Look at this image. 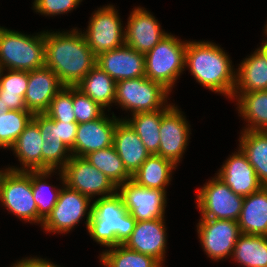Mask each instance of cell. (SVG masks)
I'll return each instance as SVG.
<instances>
[{"mask_svg":"<svg viewBox=\"0 0 267 267\" xmlns=\"http://www.w3.org/2000/svg\"><path fill=\"white\" fill-rule=\"evenodd\" d=\"M45 67L51 68L64 86H76L96 65L97 56L82 31L45 32Z\"/></svg>","mask_w":267,"mask_h":267,"instance_id":"6da1fadb","label":"cell"},{"mask_svg":"<svg viewBox=\"0 0 267 267\" xmlns=\"http://www.w3.org/2000/svg\"><path fill=\"white\" fill-rule=\"evenodd\" d=\"M229 55L210 41H187L185 68L205 88L232 99L236 70Z\"/></svg>","mask_w":267,"mask_h":267,"instance_id":"7a4b0ae2","label":"cell"},{"mask_svg":"<svg viewBox=\"0 0 267 267\" xmlns=\"http://www.w3.org/2000/svg\"><path fill=\"white\" fill-rule=\"evenodd\" d=\"M136 220L126 210L121 196L116 192L99 197L92 202L88 233L105 247L123 245L134 230Z\"/></svg>","mask_w":267,"mask_h":267,"instance_id":"3957f363","label":"cell"},{"mask_svg":"<svg viewBox=\"0 0 267 267\" xmlns=\"http://www.w3.org/2000/svg\"><path fill=\"white\" fill-rule=\"evenodd\" d=\"M0 62L9 70L32 71L44 67V32L33 36L0 27Z\"/></svg>","mask_w":267,"mask_h":267,"instance_id":"277c9868","label":"cell"},{"mask_svg":"<svg viewBox=\"0 0 267 267\" xmlns=\"http://www.w3.org/2000/svg\"><path fill=\"white\" fill-rule=\"evenodd\" d=\"M187 42L167 34L145 54V76L162 84L170 92L185 69Z\"/></svg>","mask_w":267,"mask_h":267,"instance_id":"5b68a950","label":"cell"},{"mask_svg":"<svg viewBox=\"0 0 267 267\" xmlns=\"http://www.w3.org/2000/svg\"><path fill=\"white\" fill-rule=\"evenodd\" d=\"M170 91L162 84L142 76L134 79H124L116 82L115 102L125 111L132 114L153 112L162 108H171L166 105Z\"/></svg>","mask_w":267,"mask_h":267,"instance_id":"8992f818","label":"cell"},{"mask_svg":"<svg viewBox=\"0 0 267 267\" xmlns=\"http://www.w3.org/2000/svg\"><path fill=\"white\" fill-rule=\"evenodd\" d=\"M58 172L64 187H61L58 201L43 221L42 228L46 232L65 234L70 232L87 215L85 221L87 229L92 213V205L90 206L92 200L88 196L67 187L64 184L61 170Z\"/></svg>","mask_w":267,"mask_h":267,"instance_id":"52a82bcc","label":"cell"},{"mask_svg":"<svg viewBox=\"0 0 267 267\" xmlns=\"http://www.w3.org/2000/svg\"><path fill=\"white\" fill-rule=\"evenodd\" d=\"M0 202L18 219L38 223V208L33 196L31 171L8 169L0 185Z\"/></svg>","mask_w":267,"mask_h":267,"instance_id":"ba28073f","label":"cell"},{"mask_svg":"<svg viewBox=\"0 0 267 267\" xmlns=\"http://www.w3.org/2000/svg\"><path fill=\"white\" fill-rule=\"evenodd\" d=\"M197 191L201 218L238 221L244 197L234 193L218 176Z\"/></svg>","mask_w":267,"mask_h":267,"instance_id":"9c48e42d","label":"cell"},{"mask_svg":"<svg viewBox=\"0 0 267 267\" xmlns=\"http://www.w3.org/2000/svg\"><path fill=\"white\" fill-rule=\"evenodd\" d=\"M87 27L82 34L96 56L125 44V29L118 10L113 5L109 4L94 11Z\"/></svg>","mask_w":267,"mask_h":267,"instance_id":"30bf717a","label":"cell"},{"mask_svg":"<svg viewBox=\"0 0 267 267\" xmlns=\"http://www.w3.org/2000/svg\"><path fill=\"white\" fill-rule=\"evenodd\" d=\"M61 172L67 187L90 199L96 195L102 198L117 192V186L84 157L72 156Z\"/></svg>","mask_w":267,"mask_h":267,"instance_id":"8fae6325","label":"cell"},{"mask_svg":"<svg viewBox=\"0 0 267 267\" xmlns=\"http://www.w3.org/2000/svg\"><path fill=\"white\" fill-rule=\"evenodd\" d=\"M197 233L206 255L214 261L232 257L237 239L242 234L238 221L200 218Z\"/></svg>","mask_w":267,"mask_h":267,"instance_id":"7c38bea8","label":"cell"},{"mask_svg":"<svg viewBox=\"0 0 267 267\" xmlns=\"http://www.w3.org/2000/svg\"><path fill=\"white\" fill-rule=\"evenodd\" d=\"M126 210L136 221L165 217L166 193L159 189L142 187L129 180L117 187Z\"/></svg>","mask_w":267,"mask_h":267,"instance_id":"4fadbf2b","label":"cell"},{"mask_svg":"<svg viewBox=\"0 0 267 267\" xmlns=\"http://www.w3.org/2000/svg\"><path fill=\"white\" fill-rule=\"evenodd\" d=\"M175 104L162 116L160 126V145L158 155L172 161L175 165L180 163L188 146L191 129L188 121ZM190 130V131H189ZM190 132V133H189Z\"/></svg>","mask_w":267,"mask_h":267,"instance_id":"5bb4252c","label":"cell"},{"mask_svg":"<svg viewBox=\"0 0 267 267\" xmlns=\"http://www.w3.org/2000/svg\"><path fill=\"white\" fill-rule=\"evenodd\" d=\"M103 115L96 120L78 124L72 156L85 157L87 154L113 145L114 132L120 120L114 114Z\"/></svg>","mask_w":267,"mask_h":267,"instance_id":"9a60e30c","label":"cell"},{"mask_svg":"<svg viewBox=\"0 0 267 267\" xmlns=\"http://www.w3.org/2000/svg\"><path fill=\"white\" fill-rule=\"evenodd\" d=\"M125 30V44L139 53L146 54L167 35L153 14L143 7L130 12Z\"/></svg>","mask_w":267,"mask_h":267,"instance_id":"2e32d148","label":"cell"},{"mask_svg":"<svg viewBox=\"0 0 267 267\" xmlns=\"http://www.w3.org/2000/svg\"><path fill=\"white\" fill-rule=\"evenodd\" d=\"M96 65L116 82L145 76V54L126 44L99 54Z\"/></svg>","mask_w":267,"mask_h":267,"instance_id":"e0dca14e","label":"cell"},{"mask_svg":"<svg viewBox=\"0 0 267 267\" xmlns=\"http://www.w3.org/2000/svg\"><path fill=\"white\" fill-rule=\"evenodd\" d=\"M164 223V218L137 221L130 237L123 245L130 250L150 255L163 265L167 249Z\"/></svg>","mask_w":267,"mask_h":267,"instance_id":"ac0fdd59","label":"cell"},{"mask_svg":"<svg viewBox=\"0 0 267 267\" xmlns=\"http://www.w3.org/2000/svg\"><path fill=\"white\" fill-rule=\"evenodd\" d=\"M64 87L56 73L48 67L28 71V86L24 101L33 114L45 113L52 99Z\"/></svg>","mask_w":267,"mask_h":267,"instance_id":"d6986e66","label":"cell"},{"mask_svg":"<svg viewBox=\"0 0 267 267\" xmlns=\"http://www.w3.org/2000/svg\"><path fill=\"white\" fill-rule=\"evenodd\" d=\"M33 120L41 132L42 170H61L72 157L71 150L61 140L58 133V121L45 113H36Z\"/></svg>","mask_w":267,"mask_h":267,"instance_id":"ffe728a7","label":"cell"},{"mask_svg":"<svg viewBox=\"0 0 267 267\" xmlns=\"http://www.w3.org/2000/svg\"><path fill=\"white\" fill-rule=\"evenodd\" d=\"M216 174L234 193L242 197L258 191L263 185L257 178L253 166L246 155L238 147V151L230 155Z\"/></svg>","mask_w":267,"mask_h":267,"instance_id":"44dd1931","label":"cell"},{"mask_svg":"<svg viewBox=\"0 0 267 267\" xmlns=\"http://www.w3.org/2000/svg\"><path fill=\"white\" fill-rule=\"evenodd\" d=\"M113 145L126 170L133 175L151 155L131 125L121 118L115 128Z\"/></svg>","mask_w":267,"mask_h":267,"instance_id":"7402d4cb","label":"cell"},{"mask_svg":"<svg viewBox=\"0 0 267 267\" xmlns=\"http://www.w3.org/2000/svg\"><path fill=\"white\" fill-rule=\"evenodd\" d=\"M41 132L38 124L32 119L24 131L19 135L13 146L15 156L23 167H8L14 171L42 170V144Z\"/></svg>","mask_w":267,"mask_h":267,"instance_id":"603a6c76","label":"cell"},{"mask_svg":"<svg viewBox=\"0 0 267 267\" xmlns=\"http://www.w3.org/2000/svg\"><path fill=\"white\" fill-rule=\"evenodd\" d=\"M267 90V52L260 46L240 62L234 92Z\"/></svg>","mask_w":267,"mask_h":267,"instance_id":"cb8c5ba5","label":"cell"},{"mask_svg":"<svg viewBox=\"0 0 267 267\" xmlns=\"http://www.w3.org/2000/svg\"><path fill=\"white\" fill-rule=\"evenodd\" d=\"M238 225L243 234L267 236V186L244 197Z\"/></svg>","mask_w":267,"mask_h":267,"instance_id":"d4e9b609","label":"cell"},{"mask_svg":"<svg viewBox=\"0 0 267 267\" xmlns=\"http://www.w3.org/2000/svg\"><path fill=\"white\" fill-rule=\"evenodd\" d=\"M233 98L238 101L239 116L248 123L243 130L267 131V90L234 92Z\"/></svg>","mask_w":267,"mask_h":267,"instance_id":"484cf974","label":"cell"},{"mask_svg":"<svg viewBox=\"0 0 267 267\" xmlns=\"http://www.w3.org/2000/svg\"><path fill=\"white\" fill-rule=\"evenodd\" d=\"M177 166L172 161L153 154L132 175L131 180L142 187L159 189L166 193V186L170 183L173 169Z\"/></svg>","mask_w":267,"mask_h":267,"instance_id":"4316f807","label":"cell"},{"mask_svg":"<svg viewBox=\"0 0 267 267\" xmlns=\"http://www.w3.org/2000/svg\"><path fill=\"white\" fill-rule=\"evenodd\" d=\"M239 147L253 166L257 178L267 186V131L243 130Z\"/></svg>","mask_w":267,"mask_h":267,"instance_id":"83f0119b","label":"cell"},{"mask_svg":"<svg viewBox=\"0 0 267 267\" xmlns=\"http://www.w3.org/2000/svg\"><path fill=\"white\" fill-rule=\"evenodd\" d=\"M76 87L104 109L115 102L116 81L97 65Z\"/></svg>","mask_w":267,"mask_h":267,"instance_id":"f1b7e54d","label":"cell"},{"mask_svg":"<svg viewBox=\"0 0 267 267\" xmlns=\"http://www.w3.org/2000/svg\"><path fill=\"white\" fill-rule=\"evenodd\" d=\"M169 109L162 108L153 112L135 113L131 114L132 118H125L151 155H158L161 118Z\"/></svg>","mask_w":267,"mask_h":267,"instance_id":"f546056e","label":"cell"},{"mask_svg":"<svg viewBox=\"0 0 267 267\" xmlns=\"http://www.w3.org/2000/svg\"><path fill=\"white\" fill-rule=\"evenodd\" d=\"M232 258L243 267H267V236L242 233Z\"/></svg>","mask_w":267,"mask_h":267,"instance_id":"4dcf8cb0","label":"cell"},{"mask_svg":"<svg viewBox=\"0 0 267 267\" xmlns=\"http://www.w3.org/2000/svg\"><path fill=\"white\" fill-rule=\"evenodd\" d=\"M91 165L104 173L117 187L131 180L114 145L87 154L84 157Z\"/></svg>","mask_w":267,"mask_h":267,"instance_id":"1f68e13d","label":"cell"},{"mask_svg":"<svg viewBox=\"0 0 267 267\" xmlns=\"http://www.w3.org/2000/svg\"><path fill=\"white\" fill-rule=\"evenodd\" d=\"M4 71L7 73L4 74ZM0 79V99L9 110H27L24 95L28 86V71L5 69Z\"/></svg>","mask_w":267,"mask_h":267,"instance_id":"d6a6232c","label":"cell"},{"mask_svg":"<svg viewBox=\"0 0 267 267\" xmlns=\"http://www.w3.org/2000/svg\"><path fill=\"white\" fill-rule=\"evenodd\" d=\"M54 172V170L31 171L33 196L38 208V224L41 227L43 221L56 205L61 191L60 188H56L45 181Z\"/></svg>","mask_w":267,"mask_h":267,"instance_id":"836d02e7","label":"cell"},{"mask_svg":"<svg viewBox=\"0 0 267 267\" xmlns=\"http://www.w3.org/2000/svg\"><path fill=\"white\" fill-rule=\"evenodd\" d=\"M104 267H164L154 257L117 245L100 254Z\"/></svg>","mask_w":267,"mask_h":267,"instance_id":"e575fe53","label":"cell"},{"mask_svg":"<svg viewBox=\"0 0 267 267\" xmlns=\"http://www.w3.org/2000/svg\"><path fill=\"white\" fill-rule=\"evenodd\" d=\"M28 110H8L0 116V149H10L33 119Z\"/></svg>","mask_w":267,"mask_h":267,"instance_id":"d590c367","label":"cell"},{"mask_svg":"<svg viewBox=\"0 0 267 267\" xmlns=\"http://www.w3.org/2000/svg\"><path fill=\"white\" fill-rule=\"evenodd\" d=\"M45 114L55 121L76 122L73 112V86H64L52 99Z\"/></svg>","mask_w":267,"mask_h":267,"instance_id":"8d00e7d4","label":"cell"},{"mask_svg":"<svg viewBox=\"0 0 267 267\" xmlns=\"http://www.w3.org/2000/svg\"><path fill=\"white\" fill-rule=\"evenodd\" d=\"M104 111V108L73 86V112L78 124L101 118Z\"/></svg>","mask_w":267,"mask_h":267,"instance_id":"74e56055","label":"cell"},{"mask_svg":"<svg viewBox=\"0 0 267 267\" xmlns=\"http://www.w3.org/2000/svg\"><path fill=\"white\" fill-rule=\"evenodd\" d=\"M82 0H34L33 9L41 15L55 16L72 11Z\"/></svg>","mask_w":267,"mask_h":267,"instance_id":"f35d334b","label":"cell"},{"mask_svg":"<svg viewBox=\"0 0 267 267\" xmlns=\"http://www.w3.org/2000/svg\"><path fill=\"white\" fill-rule=\"evenodd\" d=\"M78 123L58 121V133L61 140L71 149L74 146Z\"/></svg>","mask_w":267,"mask_h":267,"instance_id":"ab89813d","label":"cell"},{"mask_svg":"<svg viewBox=\"0 0 267 267\" xmlns=\"http://www.w3.org/2000/svg\"><path fill=\"white\" fill-rule=\"evenodd\" d=\"M11 267H60L54 264L53 262L47 261L45 258H38V257H30L22 259L13 265Z\"/></svg>","mask_w":267,"mask_h":267,"instance_id":"60d3db41","label":"cell"},{"mask_svg":"<svg viewBox=\"0 0 267 267\" xmlns=\"http://www.w3.org/2000/svg\"><path fill=\"white\" fill-rule=\"evenodd\" d=\"M8 110H9L8 107L4 105V103L0 99V116L1 114L6 113Z\"/></svg>","mask_w":267,"mask_h":267,"instance_id":"b9f144b4","label":"cell"},{"mask_svg":"<svg viewBox=\"0 0 267 267\" xmlns=\"http://www.w3.org/2000/svg\"><path fill=\"white\" fill-rule=\"evenodd\" d=\"M9 168H6L4 170H0V185H1V181H2V178L3 176L5 175L6 171L8 170Z\"/></svg>","mask_w":267,"mask_h":267,"instance_id":"7bdbcfd3","label":"cell"},{"mask_svg":"<svg viewBox=\"0 0 267 267\" xmlns=\"http://www.w3.org/2000/svg\"><path fill=\"white\" fill-rule=\"evenodd\" d=\"M261 47L267 52V40H263V44H261Z\"/></svg>","mask_w":267,"mask_h":267,"instance_id":"ee69618b","label":"cell"},{"mask_svg":"<svg viewBox=\"0 0 267 267\" xmlns=\"http://www.w3.org/2000/svg\"><path fill=\"white\" fill-rule=\"evenodd\" d=\"M5 69H4V67H3V65L1 64V62H0V79H1V77H2V74H3V71H4Z\"/></svg>","mask_w":267,"mask_h":267,"instance_id":"f6af8a7d","label":"cell"},{"mask_svg":"<svg viewBox=\"0 0 267 267\" xmlns=\"http://www.w3.org/2000/svg\"><path fill=\"white\" fill-rule=\"evenodd\" d=\"M265 28V35H267V24H266V26L264 27Z\"/></svg>","mask_w":267,"mask_h":267,"instance_id":"bcb514c9","label":"cell"}]
</instances>
